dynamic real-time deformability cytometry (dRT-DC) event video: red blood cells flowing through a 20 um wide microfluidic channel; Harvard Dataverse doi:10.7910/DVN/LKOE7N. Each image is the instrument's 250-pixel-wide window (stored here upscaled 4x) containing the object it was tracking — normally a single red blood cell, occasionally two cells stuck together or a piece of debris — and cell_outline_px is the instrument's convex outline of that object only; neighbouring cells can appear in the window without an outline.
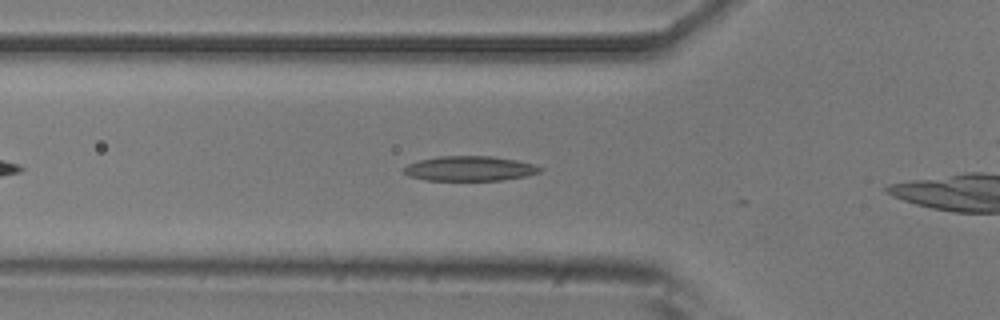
{"species": "common noctule bat (a hibernating species)", "species_latin": "Nyctalus noctula", "temperature_condition": "room temperature", "stored_images_in_passage": 6, "camera_frame_rate_fps": 3000, "um_per_image_px": 0.085, "animal": {"sex": "male", "body_mass_g": 20.5, "forearm_length_mm": 52.5}, "frame": {"image": 1, "passage_image": 4, "time_ms": 1.0, "image_size_px": [1000, 320], "cell_outline_px": [[544, 168], [540, 172], [528, 176], [504, 180], [424, 180], [408, 176], [404, 172], [404, 168], [408, 164], [420, 160], [436, 156], [492, 156], [516, 160], [536, 164]], "centroid_in_image_um": [39.97, 14.32], "position_along_channel_um": 85.8, "area_um2": 19.88}}